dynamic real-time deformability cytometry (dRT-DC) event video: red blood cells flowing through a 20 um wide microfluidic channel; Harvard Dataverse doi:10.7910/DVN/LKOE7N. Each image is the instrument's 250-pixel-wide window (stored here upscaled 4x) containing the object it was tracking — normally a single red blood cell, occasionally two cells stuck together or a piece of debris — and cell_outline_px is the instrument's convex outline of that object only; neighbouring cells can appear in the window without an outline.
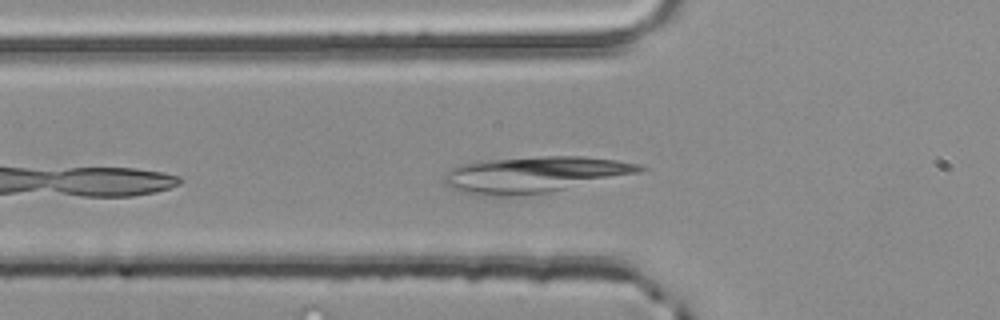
{"species": "common noctule bat (a hibernating species)", "species_latin": "Nyctalus noctula", "temperature_condition": "room temperature", "stored_images_in_passage": 35, "camera_frame_rate_fps": 3000, "um_per_image_px": 0.085, "animal": {"sex": "male", "body_mass_g": 20.4}, "frame": {"image": 1, "passage_image": 4, "time_ms": 1.0, "image_size_px": [1000, 320], "cell_outline_px": [[648, 168], [640, 172], [548, 192], [520, 196], [472, 196], [460, 192], [444, 184], [444, 176], [452, 168], [460, 164], [480, 160], [544, 156], [584, 156], [616, 160], [640, 164]], "centroid_in_image_um": [45.36, 14.84], "position_along_channel_um": 80.4, "area_um2": 41.27}}
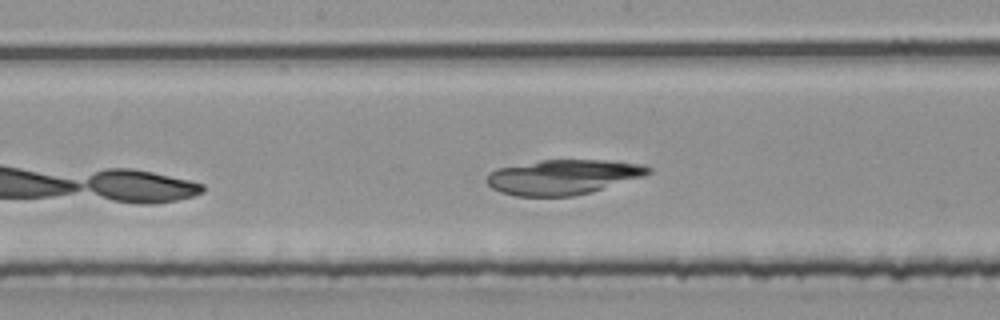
{"frame": {"image": 2, "passage_image": 13, "time_ms": 4.0, "image_size_px": [1000, 320], "cell_outline_px": [[652, 172], [644, 176], [592, 192], [572, 196], [516, 196], [500, 192], [492, 188], [484, 180], [488, 172], [496, 168], [540, 160], [608, 160], [640, 164], [652, 168]], "centroid_in_image_um": [47.82, 15.04], "position_along_channel_um": 200.4, "area_um2": 33.06}}
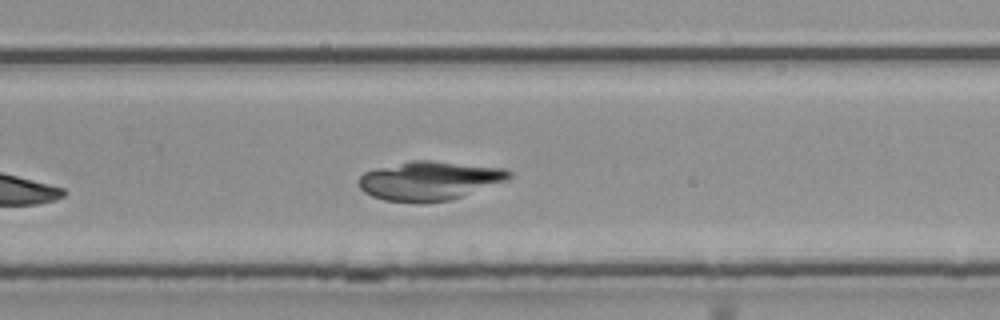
{"frame": {"image": 3, "passage_image": 20, "time_ms": 6.333, "image_size_px": [1000, 320], "cell_outline_px": [[512, 176], [508, 180], [452, 200], [424, 204], [420, 204], [384, 200], [372, 196], [364, 192], [360, 188], [360, 176], [364, 172], [376, 168], [412, 160], [428, 160], [508, 168], [512, 172]], "centroid_in_image_um": [36.54, 15.37], "position_along_channel_um": 293.3, "area_um2": 34.56}}